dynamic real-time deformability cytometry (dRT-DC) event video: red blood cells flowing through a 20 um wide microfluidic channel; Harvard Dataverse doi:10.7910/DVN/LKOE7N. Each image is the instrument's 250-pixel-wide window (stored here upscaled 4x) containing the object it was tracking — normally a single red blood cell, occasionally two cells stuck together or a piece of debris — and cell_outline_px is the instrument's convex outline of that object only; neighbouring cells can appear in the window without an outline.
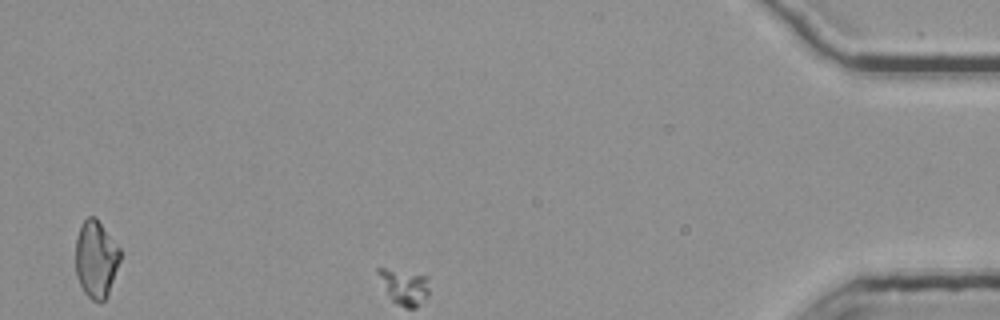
{"species": "common noctule bat (a hibernating species)", "species_latin": "Nyctalus noctula", "temperature_condition": "room temperature", "stored_images_in_passage": 35, "segment_of_instrument_passage": [2, 2], "camera_frame_rate_fps": 3000, "um_per_image_px": 0.085, "animal": {"sex": "female", "body_mass_g": 25.1}, "frame": {"image": 1, "passage_image": 35, "time_ms": 11.333, "image_size_px": [1000, 320], "cell_outline_px": [[120, 260], [108, 296], [100, 304], [92, 300], [84, 292], [76, 276], [76, 236], [84, 220], [88, 216], [96, 216], [120, 248]], "centroid_in_image_um": [8.17, 22.03], "position_along_channel_um": 427.0, "area_um2": 20.23}}